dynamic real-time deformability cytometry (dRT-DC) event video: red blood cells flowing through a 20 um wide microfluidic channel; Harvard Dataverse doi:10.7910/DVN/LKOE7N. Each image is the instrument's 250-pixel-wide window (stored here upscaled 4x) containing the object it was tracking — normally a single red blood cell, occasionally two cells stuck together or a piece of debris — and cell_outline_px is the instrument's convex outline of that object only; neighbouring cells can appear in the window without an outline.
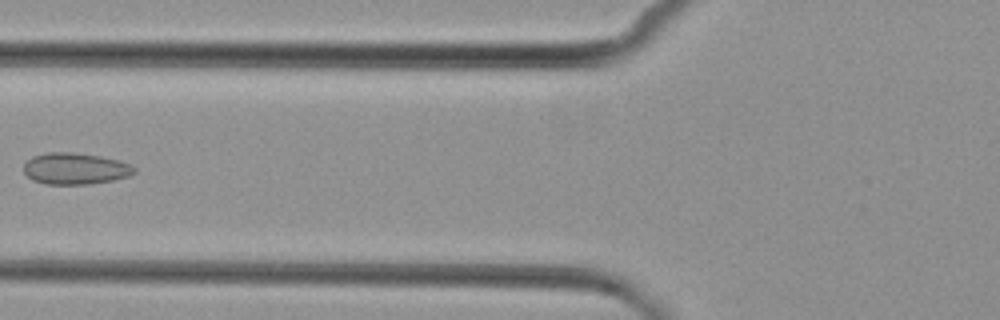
{"species": "common noctule bat (a hibernating species)", "species_latin": "Nyctalus noctula", "temperature_condition": "cold", "stored_images_in_passage": 8, "camera_frame_rate_fps": 3000, "um_per_image_px": 0.085, "animal": {"sex": "female", "body_mass_g": 29.2, "forearm_length_mm": 56.3}, "frame": {"image": 1, "passage_image": 7, "time_ms": 7.0, "image_size_px": [1000, 320], "cell_outline_px": [[136, 172], [128, 176], [112, 180], [88, 184], [44, 184], [32, 180], [24, 172], [24, 164], [32, 156], [48, 152], [72, 152], [100, 156], [120, 160], [136, 168]], "centroid_in_image_um": [6.38, 14.33], "position_along_channel_um": 119.4, "area_um2": 20.29}}
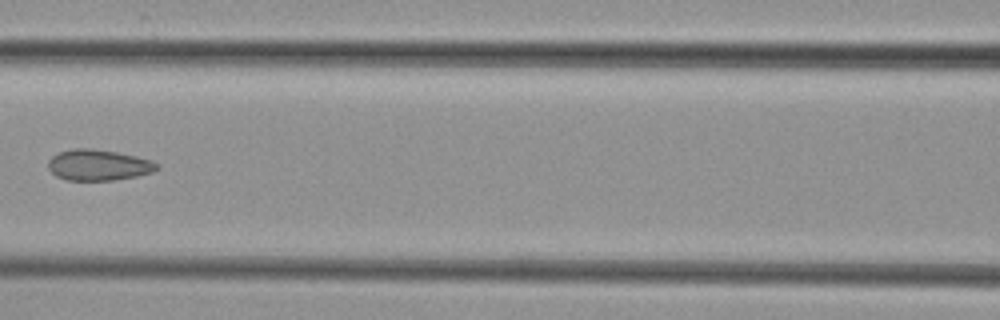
{"frame": {"image": 2, "passage_image": 8, "time_ms": 8.0, "image_size_px": [1000, 320], "cell_outline_px": [[160, 168], [152, 172], [136, 176], [112, 180], [64, 180], [56, 176], [48, 168], [48, 160], [52, 156], [60, 152], [72, 148], [92, 148], [116, 152], [136, 156], [152, 160], [160, 164]], "centroid_in_image_um": [8.37, 14.02], "position_along_channel_um": 158.2, "area_um2": 19.71}}